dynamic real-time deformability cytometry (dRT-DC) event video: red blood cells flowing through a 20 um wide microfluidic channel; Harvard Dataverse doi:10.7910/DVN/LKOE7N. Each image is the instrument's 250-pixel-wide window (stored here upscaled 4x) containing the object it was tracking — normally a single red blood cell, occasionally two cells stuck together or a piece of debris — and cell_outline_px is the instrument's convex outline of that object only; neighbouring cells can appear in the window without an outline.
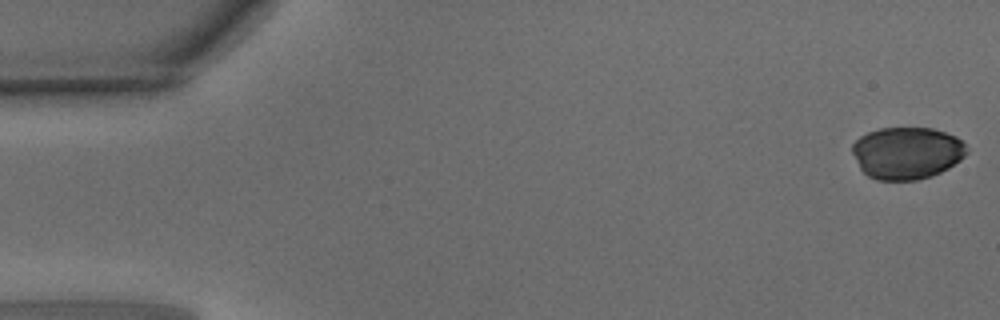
{"species": "common noctule bat (a hibernating species)", "species_latin": "Nyctalus noctula", "temperature_condition": "warm", "stored_images_in_passage": 49, "camera_frame_rate_fps": 3000, "um_per_image_px": 0.085, "animal": {"sex": "male", "body_mass_g": 15.6}, "frame": {"image": 1, "passage_image": 1, "time_ms": 0.0, "image_size_px": [1000, 320], "cell_outline_px": [[968, 152], [960, 160], [948, 168], [932, 176], [916, 180], [876, 180], [868, 176], [860, 168], [852, 152], [852, 144], [860, 136], [868, 132], [880, 128], [932, 128], [956, 136], [964, 144]], "centroid_in_image_um": [77.07, 13.0], "position_along_channel_um": 7.9, "area_um2": 34.74}}